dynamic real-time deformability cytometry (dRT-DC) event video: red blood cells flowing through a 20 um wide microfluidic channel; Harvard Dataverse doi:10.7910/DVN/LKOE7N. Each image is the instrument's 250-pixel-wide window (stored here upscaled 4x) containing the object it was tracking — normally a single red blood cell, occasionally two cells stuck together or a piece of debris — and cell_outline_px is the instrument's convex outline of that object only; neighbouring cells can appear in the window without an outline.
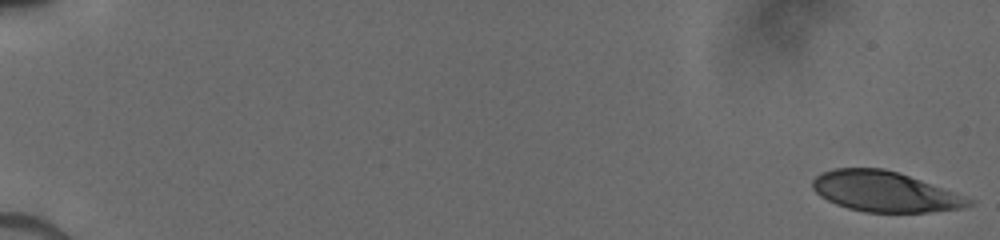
{"species": "human", "species_latin": "Homo sapiens", "temperature_condition": "cold", "stored_images_in_passage": 24, "camera_frame_rate_fps": 3000, "um_per_image_px": 0.085, "donor": {"sex": "male"}, "frame": {"image": 1, "passage_image": 1, "time_ms": 0.0, "image_size_px": [1000, 240], "cell_outline_px": [[976, 204], [964, 208], [928, 212], [864, 212], [848, 208], [836, 204], [820, 196], [812, 188], [812, 180], [820, 172], [836, 168], [884, 168], [920, 180], [976, 200]], "centroid_in_image_um": [75.21, 16.29], "position_along_channel_um": 9.8, "area_um2": 36.65}}